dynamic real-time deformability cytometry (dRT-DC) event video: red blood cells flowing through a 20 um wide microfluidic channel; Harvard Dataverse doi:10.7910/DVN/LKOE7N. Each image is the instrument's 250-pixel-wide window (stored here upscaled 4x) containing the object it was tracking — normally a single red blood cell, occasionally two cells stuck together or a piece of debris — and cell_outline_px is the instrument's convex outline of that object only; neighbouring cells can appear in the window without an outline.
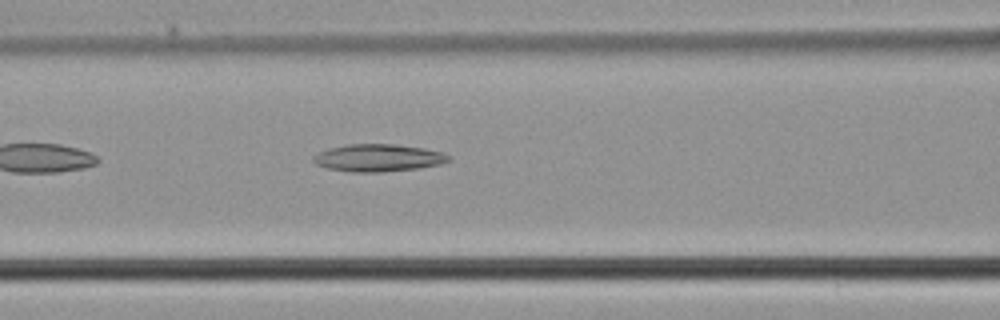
{"species": "common noctule bat (a hibernating species)", "species_latin": "Nyctalus noctula", "temperature_condition": "cold", "stored_images_in_passage": 37, "camera_frame_rate_fps": 3000, "um_per_image_px": 0.085, "animal": {"sex": "male", "body_mass_g": 21.5, "forearm_length_mm": 52.0}, "frame": {"image": 1, "passage_image": 8, "time_ms": 2.333, "image_size_px": [1000, 320], "cell_outline_px": [[452, 160], [440, 164], [420, 168], [380, 172], [352, 172], [328, 168], [316, 164], [312, 160], [312, 156], [320, 152], [332, 148], [348, 144], [396, 144], [424, 148], [440, 152], [452, 156]], "centroid_in_image_um": [32.19, 13.42], "position_along_channel_um": 134.4, "area_um2": 21.56}}
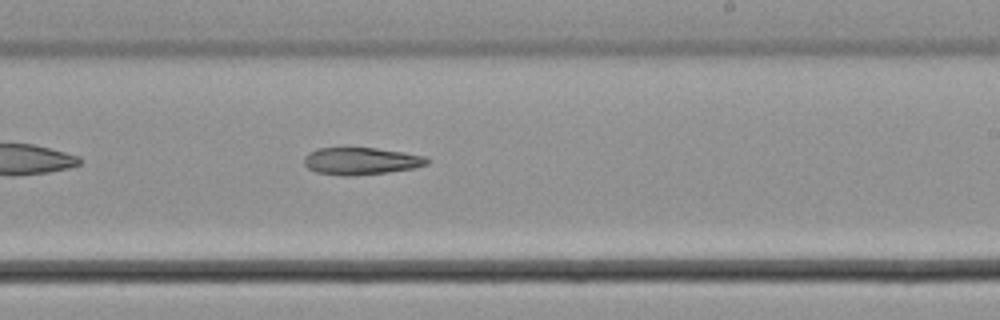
{"frame": {"image": 2, "passage_image": 17, "time_ms": 5.333, "image_size_px": [1000, 320], "cell_outline_px": [[428, 164], [416, 168], [388, 172], [352, 176], [344, 176], [316, 172], [308, 168], [304, 164], [304, 156], [308, 152], [316, 148], [376, 148], [404, 152], [424, 156], [428, 160]], "centroid_in_image_um": [30.67, 13.69], "position_along_channel_um": 258.3, "area_um2": 19.59}}
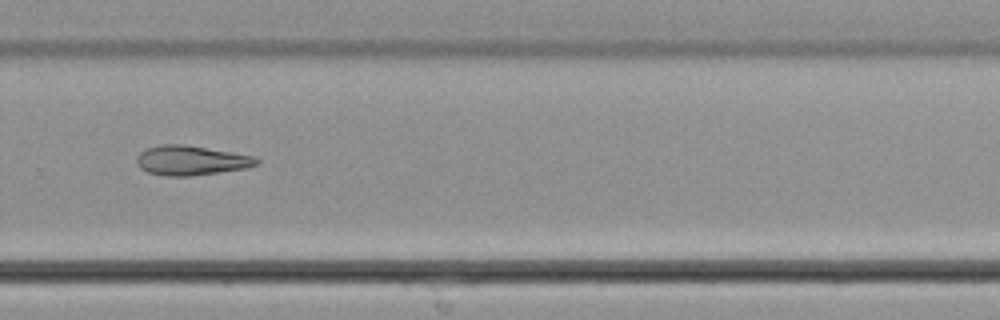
{"frame": {"image": 3, "passage_image": 21, "time_ms": 6.667, "image_size_px": [1000, 320], "cell_outline_px": [[260, 160], [256, 164], [244, 168], [188, 176], [168, 176], [148, 172], [140, 168], [136, 160], [140, 152], [148, 148], [160, 144], [180, 144], [232, 152], [252, 156]], "centroid_in_image_um": [16.2, 13.63], "position_along_channel_um": 313.6, "area_um2": 20.17}}